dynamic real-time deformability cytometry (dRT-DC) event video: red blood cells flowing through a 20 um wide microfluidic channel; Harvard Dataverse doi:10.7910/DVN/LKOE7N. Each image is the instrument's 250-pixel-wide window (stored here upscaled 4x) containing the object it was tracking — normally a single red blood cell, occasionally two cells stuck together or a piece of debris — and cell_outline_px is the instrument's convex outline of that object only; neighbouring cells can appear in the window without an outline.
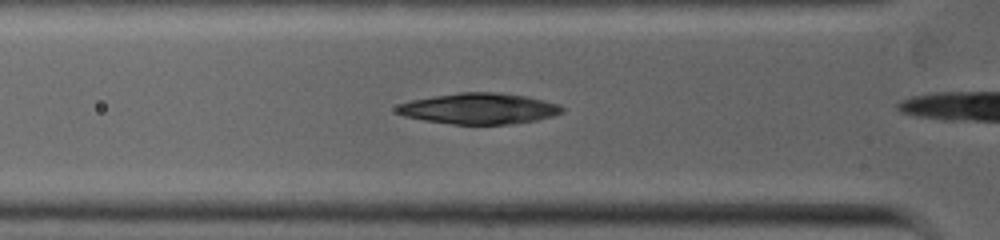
{"species": "common noctule bat (a hibernating species)", "species_latin": "Nyctalus noctula", "temperature_condition": "warm", "stored_images_in_passage": 26, "camera_frame_rate_fps": 5000, "um_per_image_px": 0.085, "animal": {"sex": "female", "body_mass_g": 19.0, "forearm_length_mm": 53.3}, "frame": {"image": 1, "passage_image": 2, "time_ms": 0.4, "image_size_px": [1000, 240], "cell_outline_px": [[564, 112], [552, 116], [536, 120], [512, 124], [452, 124], [424, 120], [404, 116], [396, 112], [396, 108], [400, 104], [412, 100], [460, 92], [500, 92], [528, 96], [560, 104], [564, 108]], "centroid_in_image_um": [40.78, 9.23], "position_along_channel_um": 85.0, "area_um2": 29.77}}
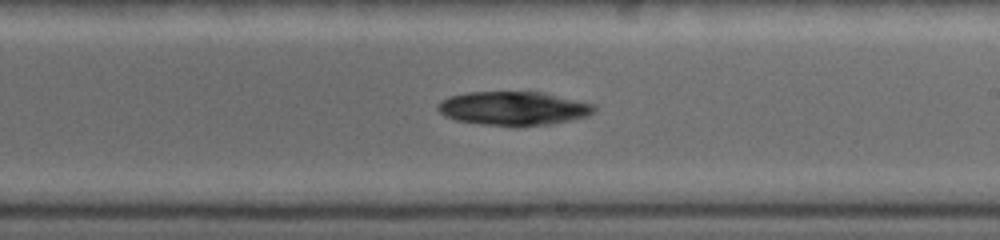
{"frame": {"image": 2, "passage_image": 14, "time_ms": 3.6, "image_size_px": [1000, 240], "cell_outline_px": [[596, 112], [588, 116], [552, 124], [516, 128], [484, 124], [456, 120], [444, 116], [436, 108], [436, 104], [440, 100], [448, 96], [468, 92], [544, 92], [596, 104]], "centroid_in_image_um": [43.66, 9.22], "position_along_channel_um": 245.3, "area_um2": 31.56}}
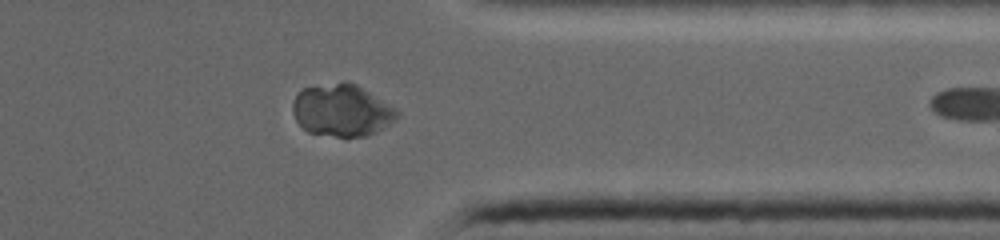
{"frame": {"image": 3, "passage_image": 25, "time_ms": 6.4, "image_size_px": [1000, 240], "cell_outline_px": [[400, 112], [396, 120], [376, 132], [368, 136], [336, 136], [308, 132], [296, 120], [292, 112], [292, 104], [296, 96], [304, 88], [344, 80], [348, 80], [356, 84], [396, 108]], "centroid_in_image_um": [29.07, 9.36], "position_along_channel_um": 382.3, "area_um2": 31.67}}